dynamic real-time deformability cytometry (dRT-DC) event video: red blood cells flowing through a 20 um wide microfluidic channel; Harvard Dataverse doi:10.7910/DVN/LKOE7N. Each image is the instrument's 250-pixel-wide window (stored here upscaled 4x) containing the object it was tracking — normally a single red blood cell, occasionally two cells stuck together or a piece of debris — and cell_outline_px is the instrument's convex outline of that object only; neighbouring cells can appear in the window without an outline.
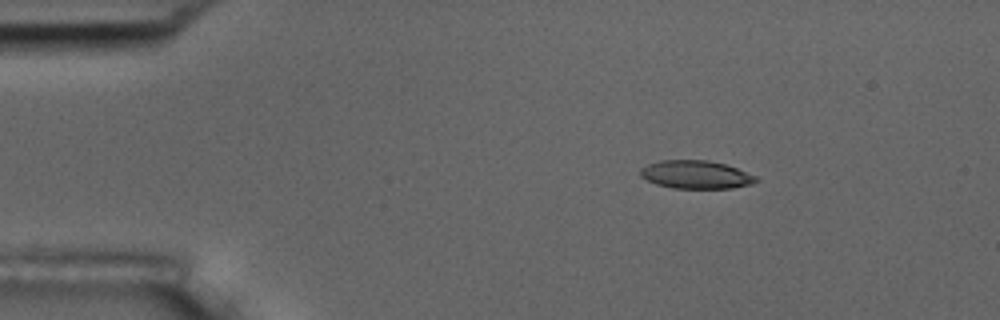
{"species": "common noctule bat (a hibernating species)", "species_latin": "Nyctalus noctula", "temperature_condition": "room temperature", "stored_images_in_passage": 4, "camera_frame_rate_fps": 3000, "um_per_image_px": 0.085, "animal": {"sex": "male", "body_mass_g": 17.5, "forearm_length_mm": 52.3}, "frame": {"image": 1, "passage_image": 2, "time_ms": 2.0, "image_size_px": [1000, 320], "cell_outline_px": [[760, 180], [752, 184], [732, 188], [672, 188], [656, 184], [640, 176], [640, 168], [648, 164], [660, 160], [708, 160], [724, 164], [736, 168], [756, 176]], "centroid_in_image_um": [59.15, 14.84], "position_along_channel_um": 25.9, "area_um2": 18.96}}